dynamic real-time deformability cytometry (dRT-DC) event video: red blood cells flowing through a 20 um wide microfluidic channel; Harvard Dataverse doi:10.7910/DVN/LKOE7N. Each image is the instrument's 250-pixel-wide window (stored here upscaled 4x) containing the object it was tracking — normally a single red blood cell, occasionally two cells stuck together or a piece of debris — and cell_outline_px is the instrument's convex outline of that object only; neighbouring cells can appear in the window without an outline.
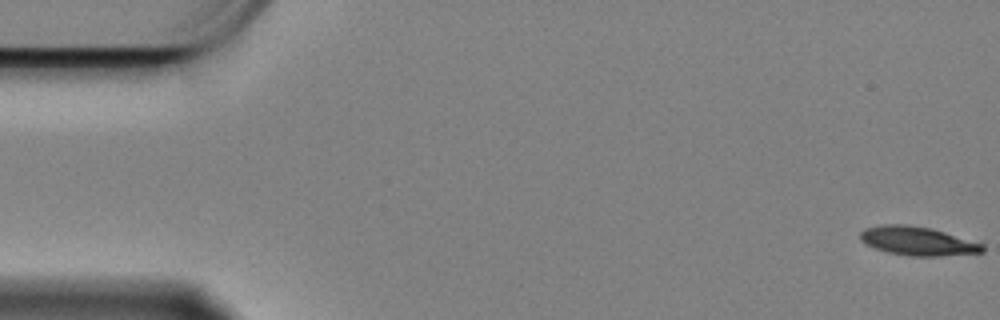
{"species": "Egyptian fruit bat (a non-hibernating species)", "species_latin": "Rousettus aegyptiacus", "temperature_condition": "cold", "stored_images_in_passage": 13, "camera_frame_rate_fps": 3000, "um_per_image_px": 0.085, "animal": {"sex": "female"}, "frame": {"image": 1, "passage_image": 1, "time_ms": 0.0, "image_size_px": [1000, 320], "cell_outline_px": [[984, 252], [940, 256], [908, 256], [888, 252], [864, 244], [860, 240], [860, 232], [864, 228], [884, 224], [904, 224], [928, 228], [944, 232], [984, 244]], "centroid_in_image_um": [77.97, 20.49], "position_along_channel_um": 7.0, "area_um2": 20.4}}